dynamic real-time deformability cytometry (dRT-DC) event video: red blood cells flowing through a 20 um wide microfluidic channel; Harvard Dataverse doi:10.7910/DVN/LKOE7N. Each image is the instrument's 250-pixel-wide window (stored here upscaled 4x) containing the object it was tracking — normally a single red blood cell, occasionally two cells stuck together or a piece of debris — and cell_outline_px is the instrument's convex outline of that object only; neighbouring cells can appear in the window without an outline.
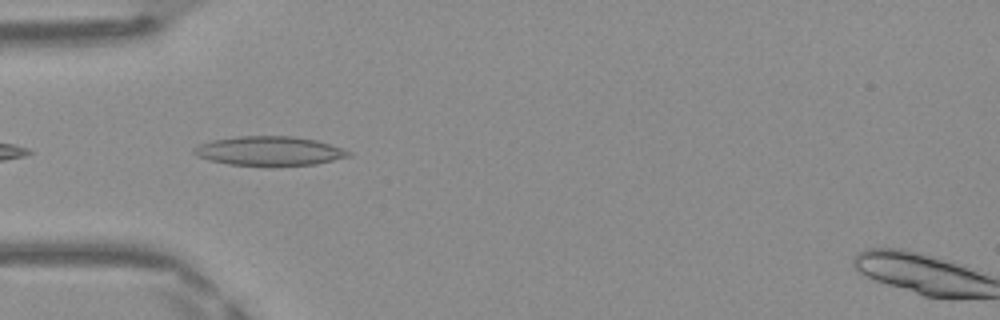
{"species": "Egyptian fruit bat (a non-hibernating species)", "species_latin": "Rousettus aegyptiacus", "temperature_condition": "warm", "stored_images_in_passage": 5, "camera_frame_rate_fps": 3000, "um_per_image_px": 0.085, "frame": {"image": 1, "passage_image": 2, "time_ms": 0.333, "image_size_px": [1000, 320], "cell_outline_px": [[352, 152], [348, 156], [316, 164], [228, 164], [208, 160], [196, 156], [192, 152], [192, 148], [200, 144], [212, 140], [240, 136], [292, 136], [316, 140]], "centroid_in_image_um": [22.82, 12.81], "position_along_channel_um": 62.2, "area_um2": 25.61}}
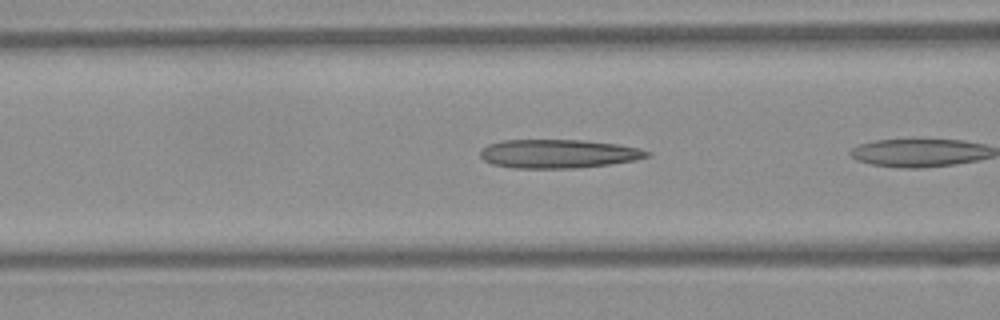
{"frame": {"image": 2, "passage_image": 4, "time_ms": 1.0, "image_size_px": [1000, 320], "cell_outline_px": [[652, 156], [636, 160], [608, 164], [576, 168], [516, 168], [492, 164], [484, 160], [480, 156], [480, 152], [488, 144], [500, 140], [584, 140], [616, 144], [636, 148], [652, 152]], "centroid_in_image_um": [47.46, 13.07], "position_along_channel_um": 119.1, "area_um2": 27.86}}